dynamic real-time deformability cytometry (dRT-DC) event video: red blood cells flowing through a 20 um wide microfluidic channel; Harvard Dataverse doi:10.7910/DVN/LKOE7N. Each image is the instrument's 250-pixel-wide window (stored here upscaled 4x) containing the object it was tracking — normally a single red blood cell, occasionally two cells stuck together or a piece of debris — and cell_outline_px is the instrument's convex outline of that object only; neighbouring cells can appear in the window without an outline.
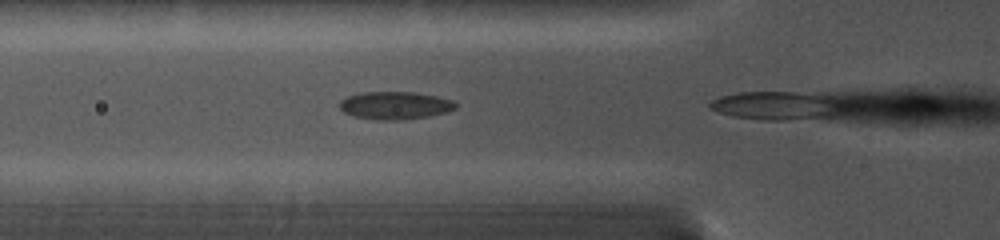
{"species": "common noctule bat (a hibernating species)", "species_latin": "Nyctalus noctula", "temperature_condition": "cold", "stored_images_in_passage": 3, "camera_frame_rate_fps": 5000, "um_per_image_px": 0.085, "animal": {"sex": "female", "body_mass_g": 19.0, "forearm_length_mm": 56.7}, "frame": {"image": 1, "passage_image": 2, "time_ms": 0.8, "image_size_px": [1000, 240], "cell_outline_px": [[456, 108], [444, 112], [428, 116], [400, 120], [380, 120], [352, 116], [344, 112], [340, 108], [340, 100], [348, 96], [360, 92], [416, 92], [436, 96], [452, 100], [456, 104]], "centroid_in_image_um": [33.54, 8.95], "position_along_channel_um": 92.3, "area_um2": 18.67}}